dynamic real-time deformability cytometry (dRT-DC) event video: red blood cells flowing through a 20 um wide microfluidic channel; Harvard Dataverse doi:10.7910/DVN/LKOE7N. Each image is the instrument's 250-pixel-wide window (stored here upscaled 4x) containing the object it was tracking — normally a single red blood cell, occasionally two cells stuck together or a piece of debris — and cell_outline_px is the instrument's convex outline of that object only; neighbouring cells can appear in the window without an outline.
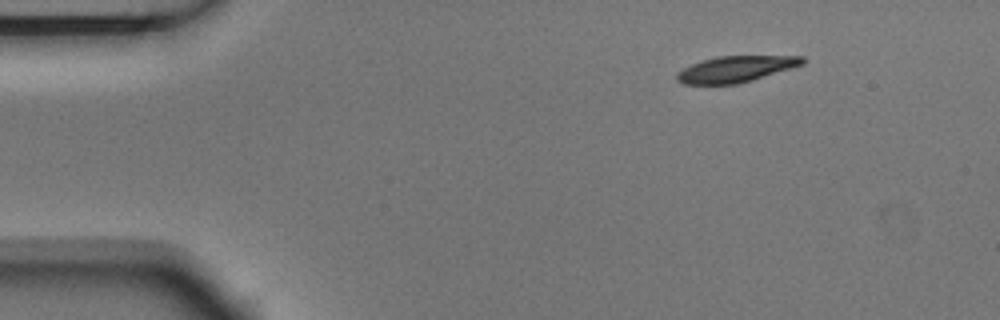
{"species": "Egyptian fruit bat (a non-hibernating species)", "species_latin": "Rousettus aegyptiacus", "temperature_condition": "room temperature", "stored_images_in_passage": 4, "segment_of_instrument_passage": [2, 2], "camera_frame_rate_fps": 3000, "um_per_image_px": 0.085, "animal": {"sex": "male"}, "frame": {"image": 1, "passage_image": 4, "time_ms": 1.0, "image_size_px": [1000, 320], "cell_outline_px": [[808, 60], [804, 64], [752, 80], [736, 84], [684, 84], [676, 80], [676, 72], [692, 64], [716, 56], [804, 56]], "centroid_in_image_um": [62.55, 5.87], "position_along_channel_um": 22.4, "area_um2": 19.07}}